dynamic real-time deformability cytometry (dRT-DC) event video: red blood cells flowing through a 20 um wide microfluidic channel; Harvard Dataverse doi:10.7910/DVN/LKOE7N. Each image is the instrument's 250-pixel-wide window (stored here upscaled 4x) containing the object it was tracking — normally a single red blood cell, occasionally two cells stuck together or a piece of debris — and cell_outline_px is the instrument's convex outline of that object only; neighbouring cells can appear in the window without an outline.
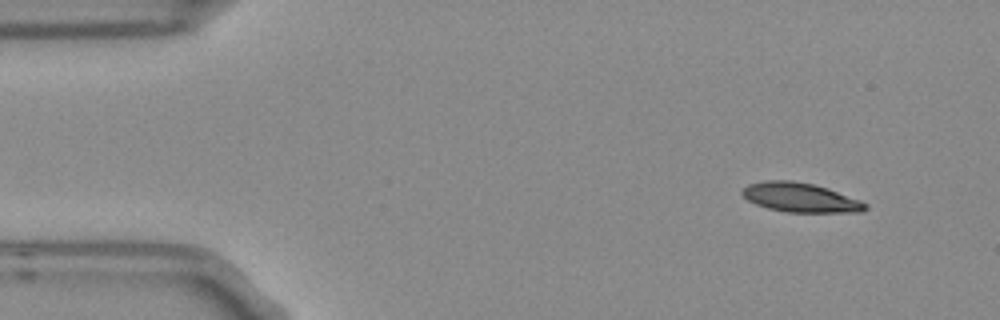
{"species": "Egyptian fruit bat (a non-hibernating species)", "species_latin": "Rousettus aegyptiacus", "temperature_condition": "room temperature", "stored_images_in_passage": 3, "camera_frame_rate_fps": 3000, "um_per_image_px": 0.085, "frame": {"image": 1, "passage_image": 1, "time_ms": 0.0, "image_size_px": [1000, 320], "cell_outline_px": [[868, 208], [864, 212], [788, 212], [768, 208], [756, 204], [748, 200], [740, 192], [748, 184], [764, 180], [792, 180], [812, 184], [828, 188], [860, 200], [868, 204]], "centroid_in_image_um": [68.05, 16.78], "position_along_channel_um": 17.0, "area_um2": 21.04}}
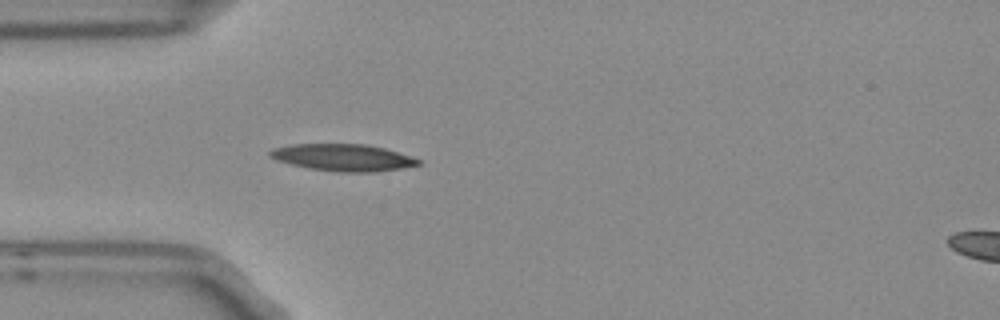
{"frame": {"image": 2, "passage_image": 3, "time_ms": 0.667, "image_size_px": [1000, 320], "cell_outline_px": [[420, 164], [404, 168], [372, 172], [340, 172], [312, 168], [292, 164], [268, 156], [268, 152], [272, 148], [292, 144], [368, 144], [384, 148], [420, 160]], "centroid_in_image_um": [29.15, 13.38], "position_along_channel_um": 55.9, "area_um2": 22.95}}